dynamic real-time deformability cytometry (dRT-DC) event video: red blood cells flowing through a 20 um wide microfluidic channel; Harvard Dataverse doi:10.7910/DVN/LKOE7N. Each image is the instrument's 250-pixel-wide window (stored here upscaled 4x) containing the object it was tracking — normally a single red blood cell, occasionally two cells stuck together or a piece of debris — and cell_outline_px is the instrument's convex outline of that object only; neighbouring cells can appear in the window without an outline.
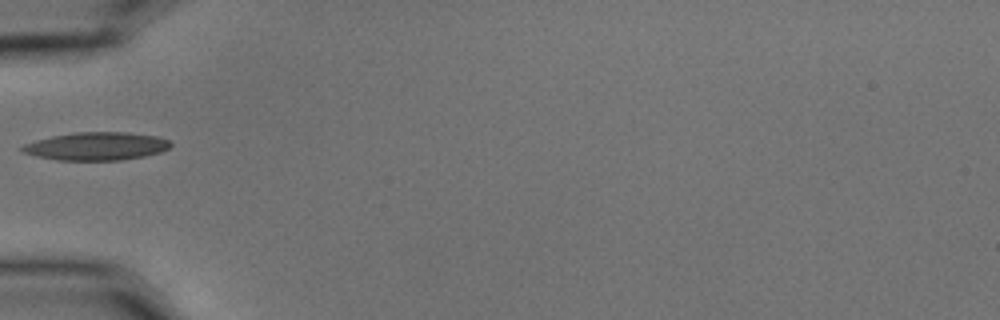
{"species": "common noctule bat (a hibernating species)", "species_latin": "Nyctalus noctula", "temperature_condition": "cold", "stored_images_in_passage": 1, "camera_frame_rate_fps": 3000, "um_per_image_px": 0.085, "animal": {"sex": "male", "body_mass_g": 15.6}, "frame": {"image": 1, "passage_image": 1, "time_ms": 0.0, "image_size_px": [1000, 320], "cell_outline_px": [[172, 144], [168, 148], [160, 152], [144, 156], [120, 160], [56, 160], [36, 156], [24, 152], [20, 148], [24, 144], [36, 140], [52, 136], [72, 132], [128, 132], [156, 136], [168, 140]], "centroid_in_image_um": [8.19, 12.42], "position_along_channel_um": 76.8, "area_um2": 24.16}}